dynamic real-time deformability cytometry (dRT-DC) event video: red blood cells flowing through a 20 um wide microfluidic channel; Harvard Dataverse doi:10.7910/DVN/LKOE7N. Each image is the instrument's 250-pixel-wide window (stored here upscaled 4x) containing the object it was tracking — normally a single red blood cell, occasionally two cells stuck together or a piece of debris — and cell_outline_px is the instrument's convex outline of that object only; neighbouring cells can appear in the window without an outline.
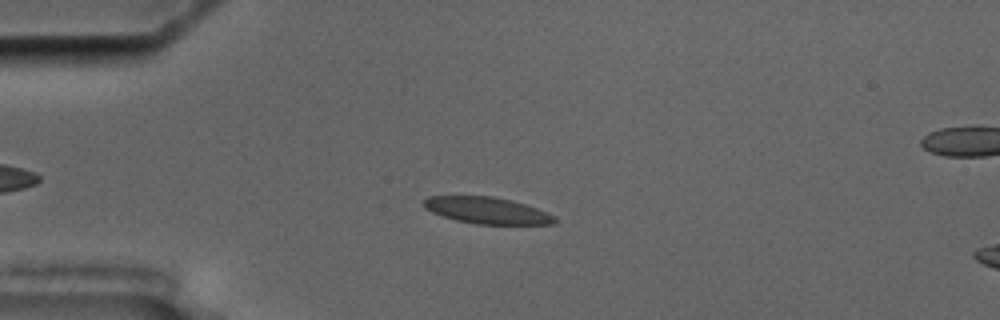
{"species": "common noctule bat (a hibernating species)", "species_latin": "Nyctalus noctula", "temperature_condition": "cold", "stored_images_in_passage": 57, "camera_frame_rate_fps": 3000, "um_per_image_px": 0.085, "animal": {"sex": "male", "body_mass_g": 17.5, "forearm_length_mm": 52.3}, "frame": {"image": 1, "passage_image": 14, "time_ms": 4.333, "image_size_px": [1000, 320], "cell_outline_px": [[556, 220], [552, 224], [476, 224], [456, 220], [432, 212], [424, 208], [424, 200], [428, 196], [492, 196], [512, 200], [536, 208], [556, 216]], "centroid_in_image_um": [41.39, 17.88], "position_along_channel_um": 43.6, "area_um2": 20.11}}
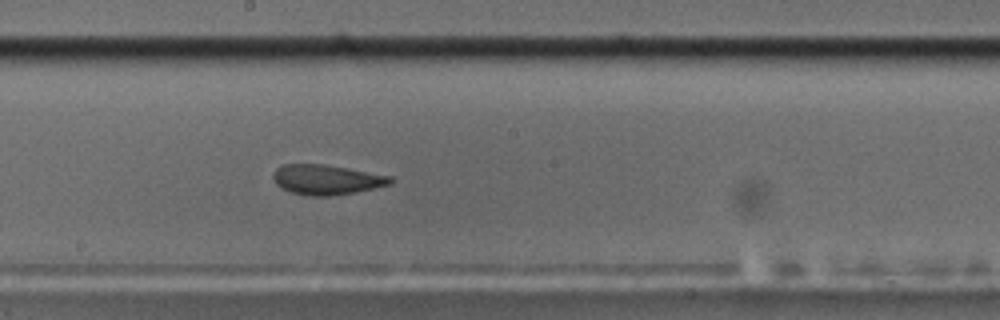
{"frame": {"image": 2, "passage_image": 31, "time_ms": 10.0, "image_size_px": [1000, 320], "cell_outline_px": [[392, 184], [356, 192], [332, 196], [304, 196], [292, 192], [276, 184], [272, 176], [276, 168], [284, 164], [324, 164], [348, 168], [392, 176]], "centroid_in_image_um": [27.77, 15.27], "position_along_channel_um": 220.4, "area_um2": 20.52}}
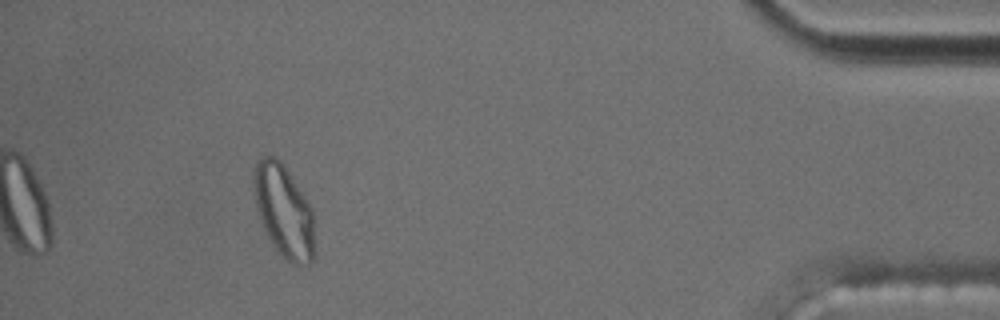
{"frame": {"image": 3, "passage_image": 52, "time_ms": 17.0, "image_size_px": [1000, 320], "cell_outline_px": [[316, 256], [312, 264], [292, 264], [276, 248], [268, 236], [260, 220], [252, 196], [252, 172], [256, 160], [260, 156], [272, 156], [280, 160], [312, 208]], "centroid_in_image_um": [24.1, 17.93], "position_along_channel_um": 411.1, "area_um2": 33.18}, "authors_computed_cell_mechanics": {"area_um2": 20.9236, "velocity_mm_per_s": 3.5303, "shape_relaxation_time_tau1_ms": null, "shape_relaxation_time_tau2_ms": 1.3235, "deformation_change_tau1": null, "deformation_change_tau2": 0.0806}}